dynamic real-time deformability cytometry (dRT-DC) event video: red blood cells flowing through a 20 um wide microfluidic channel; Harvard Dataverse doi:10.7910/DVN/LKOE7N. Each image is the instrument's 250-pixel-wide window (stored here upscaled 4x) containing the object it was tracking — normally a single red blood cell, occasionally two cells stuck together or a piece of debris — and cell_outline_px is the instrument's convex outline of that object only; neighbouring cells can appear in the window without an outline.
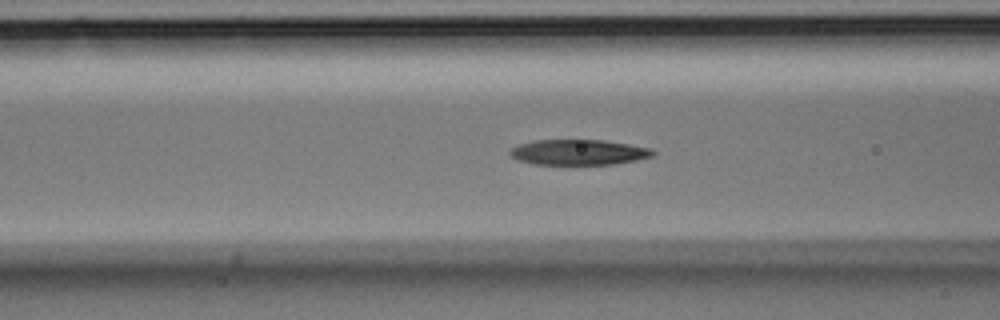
{"species": "Egyptian fruit bat (a non-hibernating species)", "species_latin": "Rousettus aegyptiacus", "temperature_condition": "room temperature", "stored_images_in_passage": 35, "camera_frame_rate_fps": 3000, "um_per_image_px": 0.085, "animal": {"sex": "male"}, "frame": {"image": 1, "passage_image": 8, "time_ms": 2.333, "image_size_px": [1000, 320], "cell_outline_px": [[656, 152], [652, 156], [636, 160], [616, 164], [532, 164], [516, 160], [508, 156], [508, 152], [512, 148], [520, 144], [536, 140], [604, 140], [652, 148]], "centroid_in_image_um": [49.16, 12.94], "position_along_channel_um": 117.4, "area_um2": 21.27}}
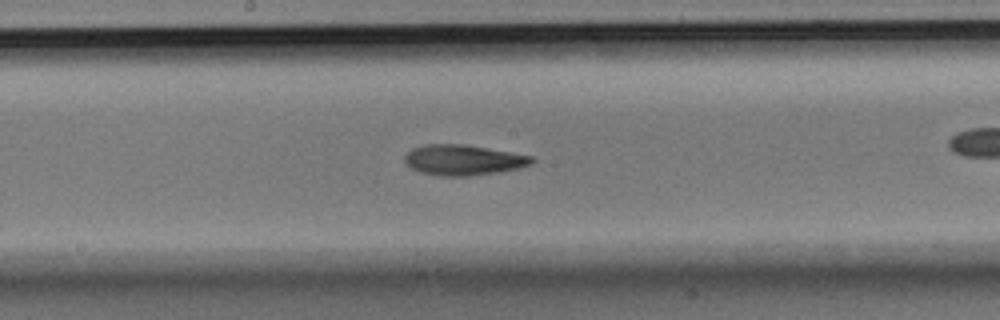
{"frame": {"image": 2, "passage_image": 14, "time_ms": 4.333, "image_size_px": [1000, 320], "cell_outline_px": [[536, 160], [532, 164], [520, 168], [500, 172], [468, 176], [440, 176], [420, 172], [412, 168], [404, 160], [404, 156], [412, 148], [424, 144], [464, 144], [532, 156]], "centroid_in_image_um": [39.39, 13.6], "position_along_channel_um": 208.8, "area_um2": 22.6}}
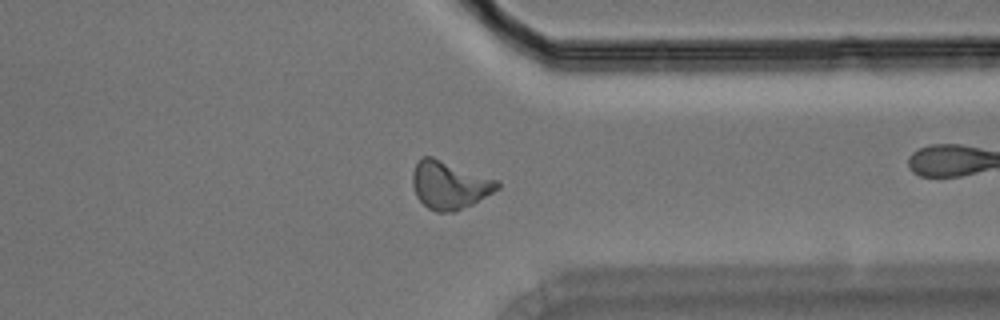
{"frame": {"image": 3, "passage_image": 25, "time_ms": 8.0, "image_size_px": [1000, 320], "cell_outline_px": [[500, 188], [472, 204], [452, 212], [436, 212], [428, 208], [416, 196], [412, 184], [412, 172], [416, 164], [424, 156], [432, 156], [500, 180]], "centroid_in_image_um": [38.21, 15.72], "position_along_channel_um": 373.2, "area_um2": 23.7}}